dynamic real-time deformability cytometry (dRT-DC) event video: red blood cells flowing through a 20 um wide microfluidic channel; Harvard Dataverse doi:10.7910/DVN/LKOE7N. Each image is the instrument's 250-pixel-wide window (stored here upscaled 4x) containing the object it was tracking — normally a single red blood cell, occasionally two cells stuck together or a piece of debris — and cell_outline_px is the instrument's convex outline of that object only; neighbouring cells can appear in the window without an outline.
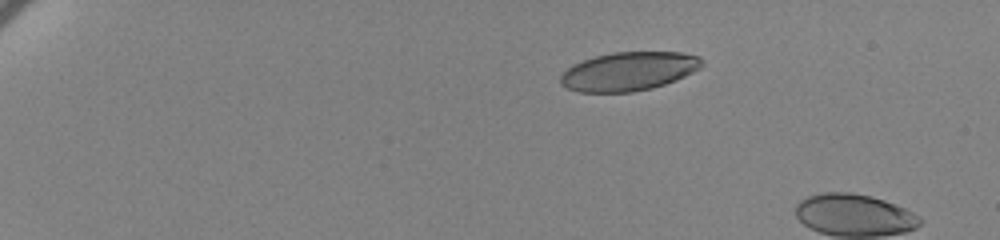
{"species": "human", "species_latin": "Homo sapiens", "temperature_condition": "cold", "stored_images_in_passage": 9, "camera_frame_rate_fps": 3000, "um_per_image_px": 0.085, "donor": {"sex": "female"}, "frame": {"image": 1, "passage_image": 2, "time_ms": 0.333, "image_size_px": [1000, 240], "cell_outline_px": [[704, 64], [700, 68], [676, 80], [652, 88], [632, 92], [580, 92], [568, 88], [560, 84], [560, 76], [568, 68], [584, 60], [596, 56], [612, 52], [680, 52], [700, 56], [704, 60]], "centroid_in_image_um": [53.48, 6.06], "position_along_channel_um": 31.5, "area_um2": 31.79}}